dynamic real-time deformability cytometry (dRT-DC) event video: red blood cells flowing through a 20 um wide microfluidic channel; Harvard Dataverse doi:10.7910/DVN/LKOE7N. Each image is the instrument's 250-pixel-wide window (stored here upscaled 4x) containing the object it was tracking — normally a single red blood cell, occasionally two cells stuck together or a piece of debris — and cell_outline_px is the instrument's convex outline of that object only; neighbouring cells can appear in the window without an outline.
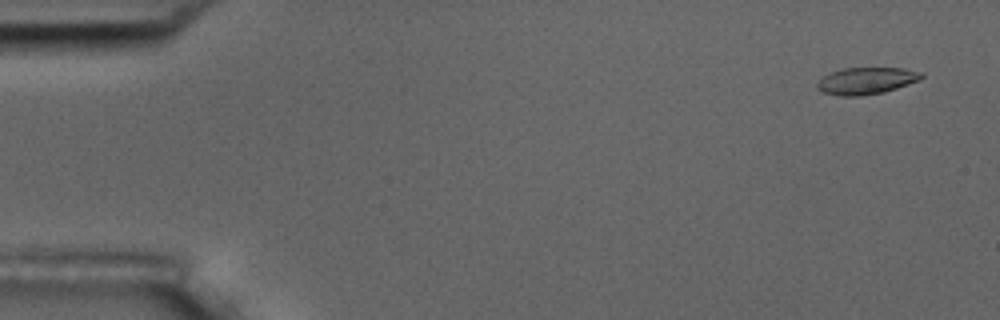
{"species": "common noctule bat (a hibernating species)", "species_latin": "Nyctalus noctula", "temperature_condition": "room temperature", "stored_images_in_passage": 5, "camera_frame_rate_fps": 3000, "um_per_image_px": 0.085, "animal": {"sex": "male", "body_mass_g": 17.5, "forearm_length_mm": 52.3}, "frame": {"image": 1, "passage_image": 1, "time_ms": 0.0, "image_size_px": [1000, 320], "cell_outline_px": [[924, 76], [920, 80], [884, 92], [860, 96], [840, 96], [824, 92], [816, 88], [816, 84], [824, 76], [832, 72], [844, 68], [904, 68], [924, 72]], "centroid_in_image_um": [73.67, 6.86], "position_along_channel_um": 11.3, "area_um2": 16.3}}
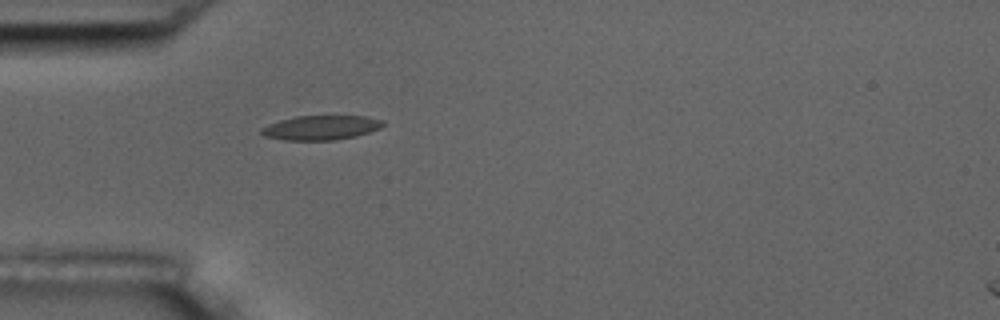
{"frame": {"image": 2, "passage_image": 5, "time_ms": 1.333, "image_size_px": [1000, 320], "cell_outline_px": [[384, 124], [380, 128], [356, 136], [332, 140], [284, 140], [264, 136], [260, 132], [260, 128], [268, 124], [280, 120], [296, 116], [364, 116], [384, 120]], "centroid_in_image_um": [27.26, 10.85], "position_along_channel_um": 57.7, "area_um2": 17.28}}